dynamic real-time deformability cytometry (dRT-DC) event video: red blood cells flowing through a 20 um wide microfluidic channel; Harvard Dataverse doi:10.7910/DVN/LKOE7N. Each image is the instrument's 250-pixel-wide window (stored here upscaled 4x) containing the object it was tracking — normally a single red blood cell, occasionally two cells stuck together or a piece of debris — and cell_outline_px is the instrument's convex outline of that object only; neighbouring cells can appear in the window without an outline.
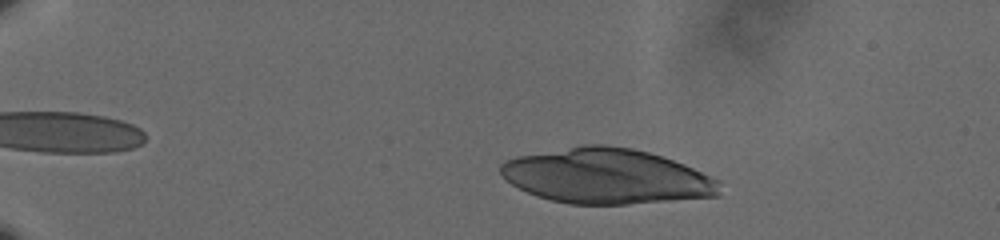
{"species": "human", "species_latin": "Homo sapiens", "temperature_condition": "cold", "stored_images_in_passage": 23, "camera_frame_rate_fps": 3000, "um_per_image_px": 0.085, "donor": {"sex": "male"}, "frame": {"image": 1, "passage_image": 8, "time_ms": 2.333, "image_size_px": [1000, 240], "cell_outline_px": [[720, 196], [628, 204], [568, 204], [536, 196], [512, 184], [500, 172], [500, 164], [504, 160], [516, 156], [584, 144], [604, 144], [632, 148], [648, 152], [684, 164], [720, 180]], "centroid_in_image_um": [51.56, 14.97], "position_along_channel_um": 33.4, "area_um2": 70.4}}